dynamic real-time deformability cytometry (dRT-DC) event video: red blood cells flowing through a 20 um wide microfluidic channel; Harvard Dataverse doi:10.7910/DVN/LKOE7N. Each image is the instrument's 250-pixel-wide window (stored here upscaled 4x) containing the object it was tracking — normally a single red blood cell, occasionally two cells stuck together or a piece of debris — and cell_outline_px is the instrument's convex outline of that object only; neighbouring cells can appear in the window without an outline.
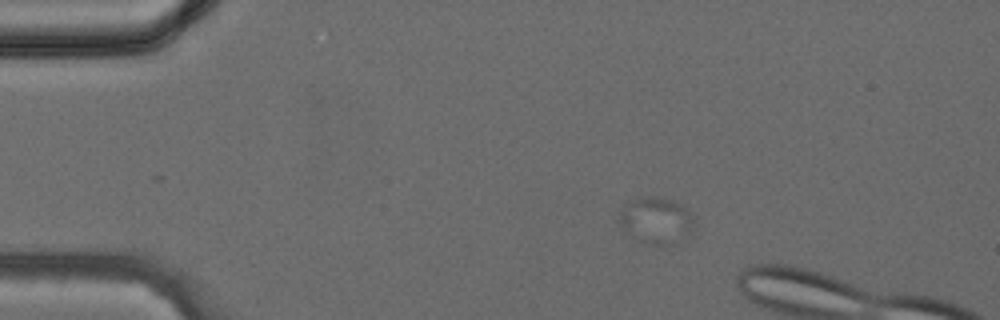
{"species": "common noctule bat (a hibernating species)", "species_latin": "Nyctalus noctula", "temperature_condition": "cold", "stored_images_in_passage": 12, "camera_frame_rate_fps": 3000, "um_per_image_px": 0.085, "animal": {"sex": "female", "body_mass_g": 24.6, "forearm_length_mm": 56.2}, "frame": {"image": 1, "passage_image": 8, "time_ms": 2.333, "image_size_px": [1000, 320], "cell_outline_px": [[692, 232], [688, 236], [624, 224], [620, 220], [620, 212], [628, 200], [644, 196], [656, 196], [672, 200], [680, 204], [688, 212], [692, 220]], "centroid_in_image_um": [55.85, 18.29], "position_along_channel_um": 29.1, "area_um2": 14.91}}